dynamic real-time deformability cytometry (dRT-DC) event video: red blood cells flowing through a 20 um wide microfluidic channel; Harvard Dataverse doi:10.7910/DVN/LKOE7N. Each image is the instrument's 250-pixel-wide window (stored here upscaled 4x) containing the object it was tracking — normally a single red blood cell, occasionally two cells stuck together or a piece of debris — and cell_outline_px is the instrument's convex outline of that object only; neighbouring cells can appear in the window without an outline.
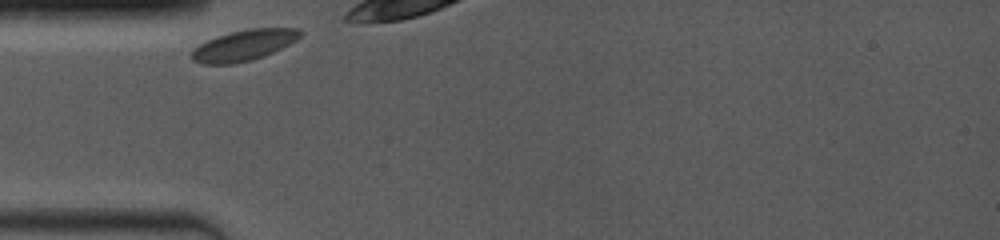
{"species": "common noctule bat (a hibernating species)", "species_latin": "Nyctalus noctula", "temperature_condition": "room temperature", "stored_images_in_passage": 4, "camera_frame_rate_fps": 4000, "um_per_image_px": 0.085, "animal": {"sex": "female", "body_mass_g": 19.0, "forearm_length_mm": 53.3}, "frame": {"image": 1, "passage_image": 1, "time_ms": 0.0, "image_size_px": [1000, 240], "cell_outline_px": [[304, 32], [296, 40], [264, 56], [252, 60], [232, 64], [204, 64], [192, 60], [188, 56], [192, 48], [216, 36], [232, 32], [252, 28], [300, 28]], "centroid_in_image_um": [20.69, 3.85], "position_along_channel_um": 64.3, "area_um2": 19.54}}